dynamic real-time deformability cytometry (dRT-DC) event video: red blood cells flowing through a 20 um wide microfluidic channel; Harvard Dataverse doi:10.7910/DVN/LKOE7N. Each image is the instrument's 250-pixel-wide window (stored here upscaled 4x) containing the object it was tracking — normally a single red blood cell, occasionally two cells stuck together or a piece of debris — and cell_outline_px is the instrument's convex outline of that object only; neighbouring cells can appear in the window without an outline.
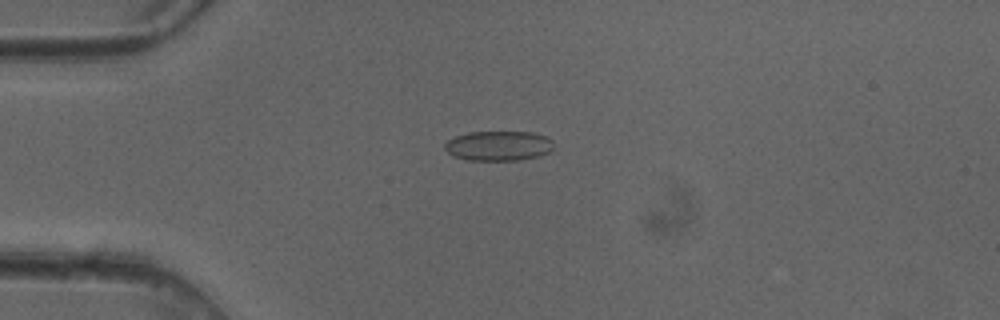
{"species": "common noctule bat (a hibernating species)", "species_latin": "Nyctalus noctula", "temperature_condition": "cold", "stored_images_in_passage": 51, "camera_frame_rate_fps": 3000, "um_per_image_px": 0.085, "animal": {"sex": "female"}, "frame": {"image": 1, "passage_image": 13, "time_ms": 4.0, "image_size_px": [1000, 320], "cell_outline_px": [[552, 148], [548, 152], [540, 156], [520, 160], [468, 160], [452, 156], [444, 148], [444, 144], [448, 140], [456, 136], [468, 132], [532, 132], [548, 136], [552, 140]], "centroid_in_image_um": [42.37, 12.39], "position_along_channel_um": 42.6, "area_um2": 19.02}}
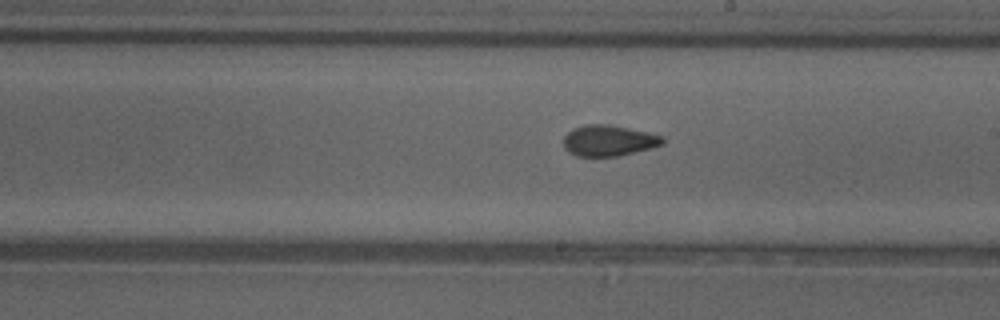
{"frame": {"image": 2, "passage_image": 29, "time_ms": 9.333, "image_size_px": [1000, 320], "cell_outline_px": [[664, 144], [616, 156], [576, 156], [568, 152], [564, 148], [564, 136], [572, 128], [584, 124], [608, 124], [648, 132], [664, 136]], "centroid_in_image_um": [51.7, 11.93], "position_along_channel_um": 237.3, "area_um2": 17.8}}
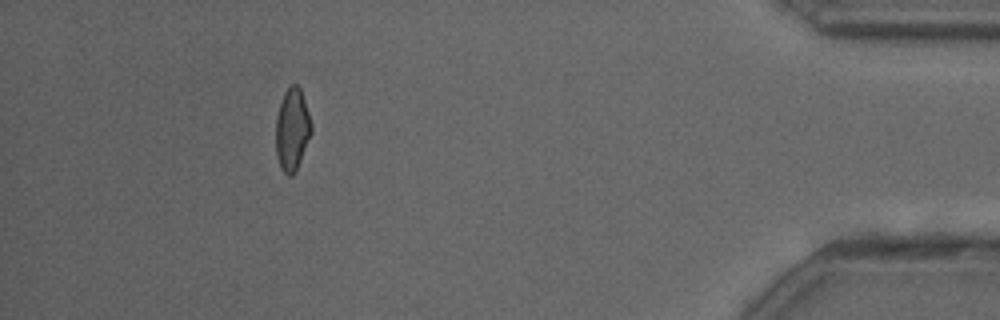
{"frame": {"image": 3, "passage_image": 46, "time_ms": 15.0, "image_size_px": [1000, 320], "cell_outline_px": [[312, 132], [296, 172], [292, 176], [288, 176], [280, 168], [276, 152], [276, 116], [284, 92], [292, 84], [296, 84], [300, 88], [312, 124]], "centroid_in_image_um": [24.83, 11.04], "position_along_channel_um": 410.4, "area_um2": 17.05}, "authors_computed_cell_mechanics": {"area_um2": 18.207, "velocity_mm_per_s": 4.0895, "shape_relaxation_time_tau1_ms": null, "shape_relaxation_time_tau2_ms": 1.6832, "deformation_change_tau1": null, "deformation_change_tau2": 0.0754}}